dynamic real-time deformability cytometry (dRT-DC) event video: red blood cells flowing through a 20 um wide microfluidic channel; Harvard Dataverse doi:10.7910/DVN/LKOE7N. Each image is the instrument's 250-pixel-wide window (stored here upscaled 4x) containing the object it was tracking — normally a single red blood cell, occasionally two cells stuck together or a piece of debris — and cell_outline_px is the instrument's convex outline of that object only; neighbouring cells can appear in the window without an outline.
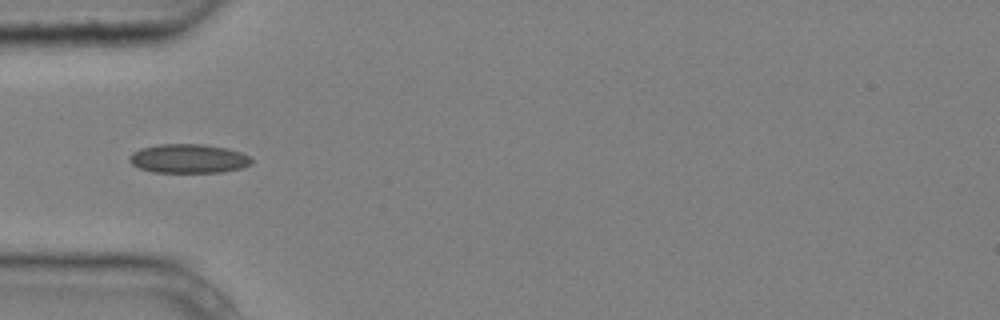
{"species": "common noctule bat (a hibernating species)", "species_latin": "Nyctalus noctula", "temperature_condition": "cold", "stored_images_in_passage": 3, "camera_frame_rate_fps": 3000, "um_per_image_px": 0.085, "animal": {"sex": "male", "body_mass_g": 20.4}, "frame": {"image": 1, "passage_image": 1, "time_ms": 0.0, "image_size_px": [1000, 320], "cell_outline_px": [[252, 164], [244, 168], [220, 172], [152, 172], [140, 168], [132, 164], [128, 160], [128, 156], [132, 152], [140, 148], [156, 144], [204, 144], [228, 148], [252, 156]], "centroid_in_image_um": [16.04, 13.47], "position_along_channel_um": 69.0, "area_um2": 20.98}}
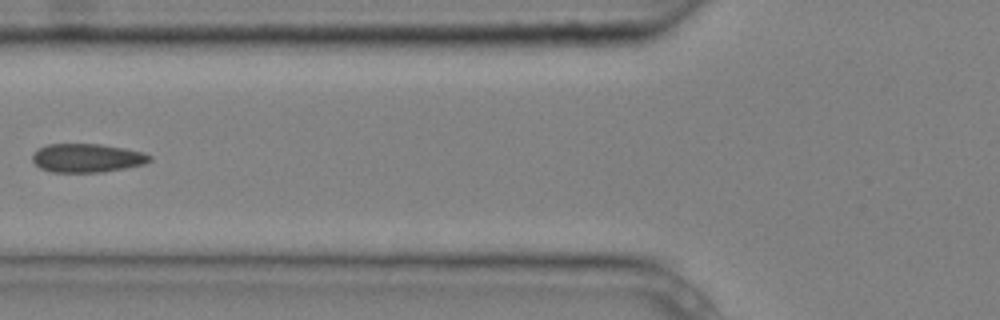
{"frame": {"image": 2, "passage_image": 2, "time_ms": 0.333, "image_size_px": [1000, 320], "cell_outline_px": [[152, 160], [144, 164], [104, 172], [52, 172], [40, 168], [32, 160], [32, 152], [36, 148], [48, 144], [100, 144], [124, 148], [144, 152], [152, 156]], "centroid_in_image_um": [7.38, 13.42], "position_along_channel_um": 118.4, "area_um2": 19.77}}
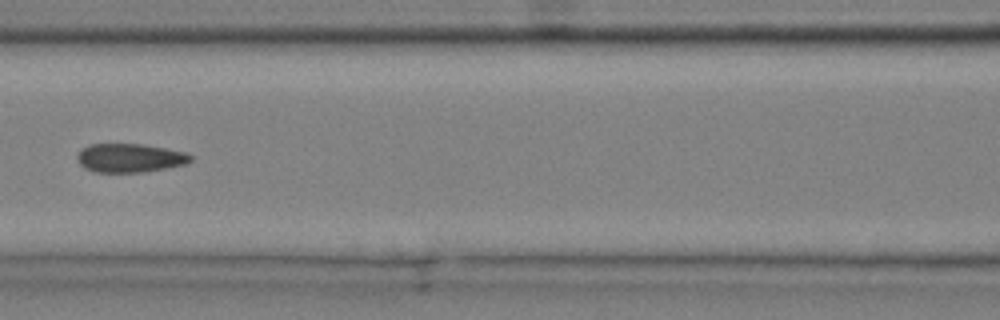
{"frame": {"image": 3, "passage_image": 3, "time_ms": 0.667, "image_size_px": [1000, 320], "cell_outline_px": [[192, 160], [184, 164], [144, 172], [92, 172], [84, 168], [80, 164], [76, 156], [88, 144], [140, 144], [164, 148], [184, 152], [192, 156]], "centroid_in_image_um": [11.0, 13.43], "position_along_channel_um": 155.6, "area_um2": 18.79}}